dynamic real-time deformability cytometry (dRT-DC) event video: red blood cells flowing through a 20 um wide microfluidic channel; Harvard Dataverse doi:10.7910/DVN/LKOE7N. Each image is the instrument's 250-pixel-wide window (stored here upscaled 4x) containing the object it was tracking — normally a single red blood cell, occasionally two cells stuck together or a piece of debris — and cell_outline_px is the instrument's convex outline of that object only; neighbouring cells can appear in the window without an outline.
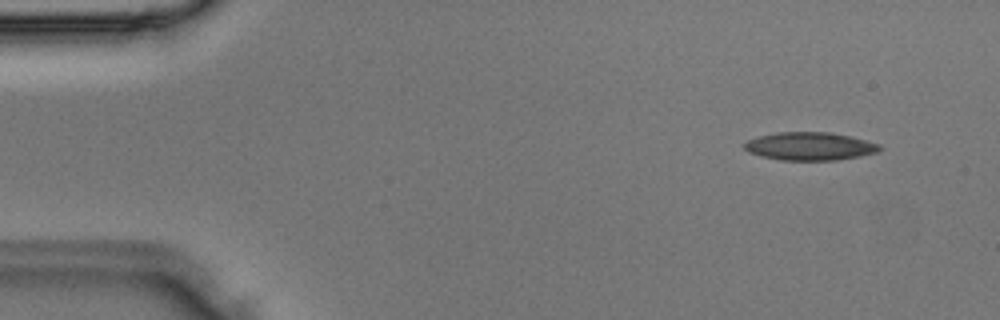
{"species": "Egyptian fruit bat (a non-hibernating species)", "species_latin": "Rousettus aegyptiacus", "temperature_condition": "room temperature", "stored_images_in_passage": 3, "segment_of_instrument_passage": [2, 2], "camera_frame_rate_fps": 3000, "um_per_image_px": 0.085, "animal": {"sex": "male"}, "frame": {"image": 1, "passage_image": 3, "time_ms": 0.667, "image_size_px": [1000, 320], "cell_outline_px": [[884, 148], [880, 152], [860, 156], [836, 160], [780, 160], [760, 156], [748, 152], [744, 148], [744, 144], [748, 140], [760, 136], [780, 132], [828, 132], [852, 136], [880, 144]], "centroid_in_image_um": [68.89, 12.43], "position_along_channel_um": 16.1, "area_um2": 22.25}}